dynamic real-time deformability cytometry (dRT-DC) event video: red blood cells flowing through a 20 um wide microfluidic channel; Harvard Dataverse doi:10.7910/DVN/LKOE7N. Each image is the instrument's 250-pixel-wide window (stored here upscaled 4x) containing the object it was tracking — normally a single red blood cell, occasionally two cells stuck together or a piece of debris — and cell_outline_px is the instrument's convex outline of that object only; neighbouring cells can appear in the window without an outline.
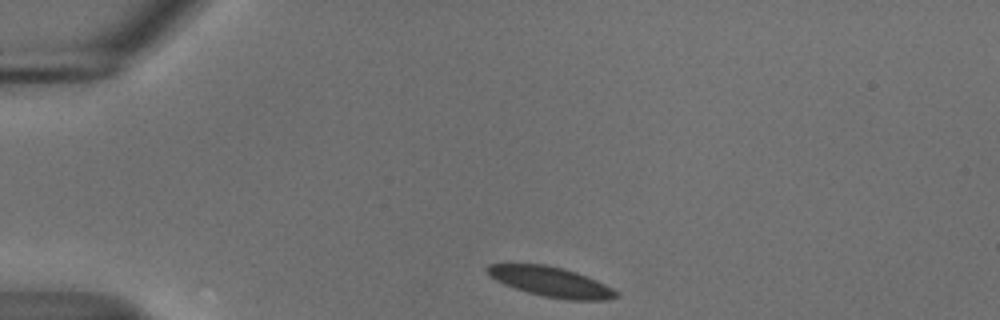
{"species": "common noctule bat (a hibernating species)", "species_latin": "Nyctalus noctula", "temperature_condition": "cold", "stored_images_in_passage": 38, "camera_frame_rate_fps": 3000, "um_per_image_px": 0.085, "animal": {"sex": "male", "body_mass_g": 18.8}, "frame": {"image": 1, "passage_image": 1, "time_ms": 0.0, "image_size_px": [1000, 320], "cell_outline_px": [[620, 296], [608, 300], [568, 300], [544, 296], [528, 292], [504, 284], [496, 280], [484, 272], [484, 268], [488, 264], [544, 264], [564, 268], [576, 272], [596, 280], [612, 288]], "centroid_in_image_um": [46.8, 23.94], "position_along_channel_um": 38.2, "area_um2": 22.43}}
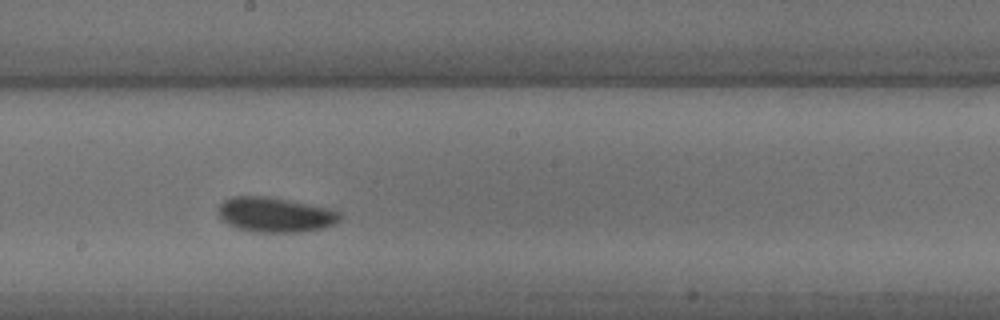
{"frame": {"image": 2, "passage_image": 20, "time_ms": 6.333, "image_size_px": [1000, 320], "cell_outline_px": [[340, 220], [336, 224], [320, 228], [300, 232], [256, 232], [236, 228], [228, 224], [216, 212], [216, 208], [224, 200], [232, 196], [268, 196], [328, 208], [340, 212]], "centroid_in_image_um": [23.35, 18.25], "position_along_channel_um": 224.8, "area_um2": 24.74}}
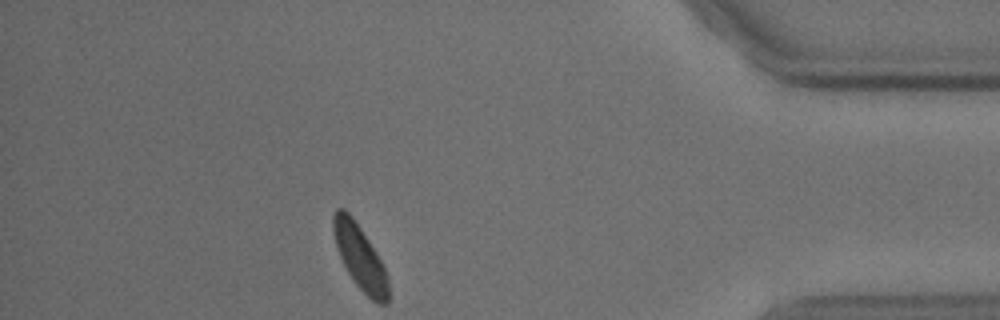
{"frame": {"image": 3, "passage_image": 38, "time_ms": 12.333, "image_size_px": [1000, 320], "cell_outline_px": [[388, 304], [380, 304], [372, 300], [352, 280], [340, 256], [336, 244], [332, 228], [332, 216], [336, 208], [344, 208], [352, 216], [376, 252], [388, 276]], "centroid_in_image_um": [30.59, 21.85], "position_along_channel_um": 404.6, "area_um2": 20.35}}